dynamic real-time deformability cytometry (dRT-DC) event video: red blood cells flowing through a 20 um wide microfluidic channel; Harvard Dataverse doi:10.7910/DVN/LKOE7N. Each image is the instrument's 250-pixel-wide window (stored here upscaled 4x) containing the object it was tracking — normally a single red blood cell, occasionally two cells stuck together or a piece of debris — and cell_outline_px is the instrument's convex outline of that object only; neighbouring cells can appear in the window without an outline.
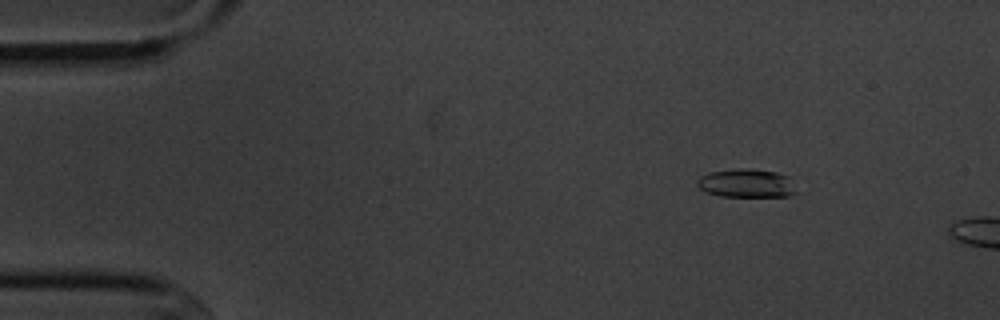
{"species": "common noctule bat (a hibernating species)", "species_latin": "Nyctalus noctula", "temperature_condition": "cold", "stored_images_in_passage": 4, "camera_frame_rate_fps": 3000, "um_per_image_px": 0.085, "animal": {"sex": "male", "body_mass_g": 20.1, "forearm_length_mm": 53.5}, "frame": {"image": 1, "passage_image": 2, "time_ms": 1.0, "image_size_px": [1000, 320], "cell_outline_px": [[796, 192], [788, 196], [720, 196], [704, 192], [696, 184], [696, 180], [700, 176], [708, 172], [740, 168], [748, 168], [776, 172], [788, 176]], "centroid_in_image_um": [63.39, 15.57], "position_along_channel_um": 21.6, "area_um2": 16.47}}